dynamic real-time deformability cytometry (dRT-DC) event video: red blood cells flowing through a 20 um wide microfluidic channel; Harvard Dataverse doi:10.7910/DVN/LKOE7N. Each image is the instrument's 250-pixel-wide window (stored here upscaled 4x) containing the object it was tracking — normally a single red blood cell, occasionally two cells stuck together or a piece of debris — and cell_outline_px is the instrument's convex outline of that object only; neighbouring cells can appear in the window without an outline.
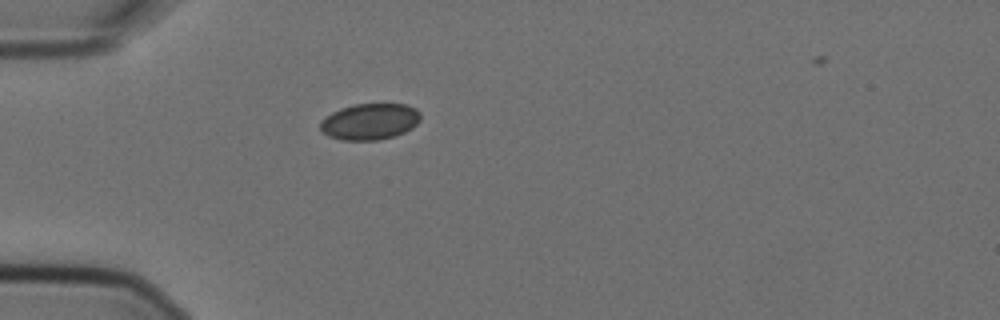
{"species": "Egyptian fruit bat (a non-hibernating species)", "species_latin": "Rousettus aegyptiacus", "temperature_condition": "cold", "stored_images_in_passage": 1, "camera_frame_rate_fps": 3000, "um_per_image_px": 0.085, "animal": {"sex": "female"}, "frame": {"image": 1, "passage_image": 1, "time_ms": 0.0, "image_size_px": [1000, 320], "cell_outline_px": [[420, 120], [412, 128], [396, 136], [376, 140], [340, 140], [328, 136], [320, 128], [320, 124], [332, 112], [340, 108], [356, 104], [404, 104], [416, 108], [420, 112]], "centroid_in_image_um": [31.46, 10.34], "position_along_channel_um": 53.5, "area_um2": 21.1}}